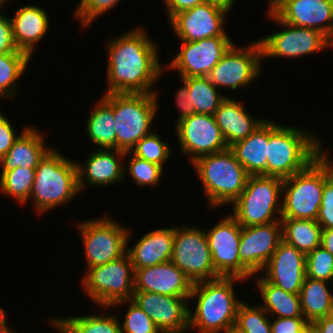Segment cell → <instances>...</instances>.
Segmentation results:
<instances>
[{
  "label": "cell",
  "instance_id": "816d5d0a",
  "mask_svg": "<svg viewBox=\"0 0 333 333\" xmlns=\"http://www.w3.org/2000/svg\"><path fill=\"white\" fill-rule=\"evenodd\" d=\"M236 0H206V2L210 3V4H214L217 5L225 10H227L228 12H230L232 10V6L235 4Z\"/></svg>",
  "mask_w": 333,
  "mask_h": 333
},
{
  "label": "cell",
  "instance_id": "1f68e13d",
  "mask_svg": "<svg viewBox=\"0 0 333 333\" xmlns=\"http://www.w3.org/2000/svg\"><path fill=\"white\" fill-rule=\"evenodd\" d=\"M283 241L304 254L321 246L322 228L316 220L281 219Z\"/></svg>",
  "mask_w": 333,
  "mask_h": 333
},
{
  "label": "cell",
  "instance_id": "ac0fdd59",
  "mask_svg": "<svg viewBox=\"0 0 333 333\" xmlns=\"http://www.w3.org/2000/svg\"><path fill=\"white\" fill-rule=\"evenodd\" d=\"M189 297L166 296L152 292H134L132 301L156 324L161 333H185L189 330Z\"/></svg>",
  "mask_w": 333,
  "mask_h": 333
},
{
  "label": "cell",
  "instance_id": "f6af8a7d",
  "mask_svg": "<svg viewBox=\"0 0 333 333\" xmlns=\"http://www.w3.org/2000/svg\"><path fill=\"white\" fill-rule=\"evenodd\" d=\"M270 323L272 333H300L309 324L304 317H276Z\"/></svg>",
  "mask_w": 333,
  "mask_h": 333
},
{
  "label": "cell",
  "instance_id": "ab89813d",
  "mask_svg": "<svg viewBox=\"0 0 333 333\" xmlns=\"http://www.w3.org/2000/svg\"><path fill=\"white\" fill-rule=\"evenodd\" d=\"M127 153L131 154L130 158H128L127 173L130 174L135 184L142 188L145 186L156 187L163 174V168L160 165L138 158L131 152Z\"/></svg>",
  "mask_w": 333,
  "mask_h": 333
},
{
  "label": "cell",
  "instance_id": "f546056e",
  "mask_svg": "<svg viewBox=\"0 0 333 333\" xmlns=\"http://www.w3.org/2000/svg\"><path fill=\"white\" fill-rule=\"evenodd\" d=\"M328 284L329 282L307 277L303 282L299 292L301 310L309 323L331 314L333 293Z\"/></svg>",
  "mask_w": 333,
  "mask_h": 333
},
{
  "label": "cell",
  "instance_id": "d6986e66",
  "mask_svg": "<svg viewBox=\"0 0 333 333\" xmlns=\"http://www.w3.org/2000/svg\"><path fill=\"white\" fill-rule=\"evenodd\" d=\"M283 241L281 222L241 227L240 262L253 274L262 272Z\"/></svg>",
  "mask_w": 333,
  "mask_h": 333
},
{
  "label": "cell",
  "instance_id": "ffe728a7",
  "mask_svg": "<svg viewBox=\"0 0 333 333\" xmlns=\"http://www.w3.org/2000/svg\"><path fill=\"white\" fill-rule=\"evenodd\" d=\"M273 13L289 25L316 29L333 42V0H280Z\"/></svg>",
  "mask_w": 333,
  "mask_h": 333
},
{
  "label": "cell",
  "instance_id": "91938a15",
  "mask_svg": "<svg viewBox=\"0 0 333 333\" xmlns=\"http://www.w3.org/2000/svg\"><path fill=\"white\" fill-rule=\"evenodd\" d=\"M8 0H0V8L4 7V4L7 3Z\"/></svg>",
  "mask_w": 333,
  "mask_h": 333
},
{
  "label": "cell",
  "instance_id": "ee69618b",
  "mask_svg": "<svg viewBox=\"0 0 333 333\" xmlns=\"http://www.w3.org/2000/svg\"><path fill=\"white\" fill-rule=\"evenodd\" d=\"M28 127L29 126L24 127L22 132H20V134L17 133V135L11 121H9L6 115L0 111V158L9 151L15 141Z\"/></svg>",
  "mask_w": 333,
  "mask_h": 333
},
{
  "label": "cell",
  "instance_id": "f1b7e54d",
  "mask_svg": "<svg viewBox=\"0 0 333 333\" xmlns=\"http://www.w3.org/2000/svg\"><path fill=\"white\" fill-rule=\"evenodd\" d=\"M256 284L263 301L260 306L270 317H303L299 294L286 292L267 282L263 276H257Z\"/></svg>",
  "mask_w": 333,
  "mask_h": 333
},
{
  "label": "cell",
  "instance_id": "7402d4cb",
  "mask_svg": "<svg viewBox=\"0 0 333 333\" xmlns=\"http://www.w3.org/2000/svg\"><path fill=\"white\" fill-rule=\"evenodd\" d=\"M192 282L171 260L135 269L134 292H152L166 296L190 297Z\"/></svg>",
  "mask_w": 333,
  "mask_h": 333
},
{
  "label": "cell",
  "instance_id": "c3c4849f",
  "mask_svg": "<svg viewBox=\"0 0 333 333\" xmlns=\"http://www.w3.org/2000/svg\"><path fill=\"white\" fill-rule=\"evenodd\" d=\"M167 9L168 21L178 12L194 8L206 0H163Z\"/></svg>",
  "mask_w": 333,
  "mask_h": 333
},
{
  "label": "cell",
  "instance_id": "6f0895ef",
  "mask_svg": "<svg viewBox=\"0 0 333 333\" xmlns=\"http://www.w3.org/2000/svg\"><path fill=\"white\" fill-rule=\"evenodd\" d=\"M0 333H13L11 331V328L8 327L7 324H4L3 326H0Z\"/></svg>",
  "mask_w": 333,
  "mask_h": 333
},
{
  "label": "cell",
  "instance_id": "d590c367",
  "mask_svg": "<svg viewBox=\"0 0 333 333\" xmlns=\"http://www.w3.org/2000/svg\"><path fill=\"white\" fill-rule=\"evenodd\" d=\"M34 178L35 169L17 167L0 177V191L25 205L29 201Z\"/></svg>",
  "mask_w": 333,
  "mask_h": 333
},
{
  "label": "cell",
  "instance_id": "b9f144b4",
  "mask_svg": "<svg viewBox=\"0 0 333 333\" xmlns=\"http://www.w3.org/2000/svg\"><path fill=\"white\" fill-rule=\"evenodd\" d=\"M121 0H80L74 11V18L78 19L82 28L91 26L105 12L116 7Z\"/></svg>",
  "mask_w": 333,
  "mask_h": 333
},
{
  "label": "cell",
  "instance_id": "9f6ffc18",
  "mask_svg": "<svg viewBox=\"0 0 333 333\" xmlns=\"http://www.w3.org/2000/svg\"><path fill=\"white\" fill-rule=\"evenodd\" d=\"M49 324H52L56 330H58L60 333H66L53 319L52 317L49 319Z\"/></svg>",
  "mask_w": 333,
  "mask_h": 333
},
{
  "label": "cell",
  "instance_id": "4316f807",
  "mask_svg": "<svg viewBox=\"0 0 333 333\" xmlns=\"http://www.w3.org/2000/svg\"><path fill=\"white\" fill-rule=\"evenodd\" d=\"M45 137L39 129L28 127L15 141L9 151L0 158L1 176L17 167L35 169L52 149L45 144Z\"/></svg>",
  "mask_w": 333,
  "mask_h": 333
},
{
  "label": "cell",
  "instance_id": "680465c9",
  "mask_svg": "<svg viewBox=\"0 0 333 333\" xmlns=\"http://www.w3.org/2000/svg\"><path fill=\"white\" fill-rule=\"evenodd\" d=\"M300 333H312L311 323H309Z\"/></svg>",
  "mask_w": 333,
  "mask_h": 333
},
{
  "label": "cell",
  "instance_id": "681fc988",
  "mask_svg": "<svg viewBox=\"0 0 333 333\" xmlns=\"http://www.w3.org/2000/svg\"><path fill=\"white\" fill-rule=\"evenodd\" d=\"M312 333H333V317L331 315L314 320L311 323Z\"/></svg>",
  "mask_w": 333,
  "mask_h": 333
},
{
  "label": "cell",
  "instance_id": "7bdbcfd3",
  "mask_svg": "<svg viewBox=\"0 0 333 333\" xmlns=\"http://www.w3.org/2000/svg\"><path fill=\"white\" fill-rule=\"evenodd\" d=\"M322 230L333 229V175L325 182L317 217Z\"/></svg>",
  "mask_w": 333,
  "mask_h": 333
},
{
  "label": "cell",
  "instance_id": "7a4b0ae2",
  "mask_svg": "<svg viewBox=\"0 0 333 333\" xmlns=\"http://www.w3.org/2000/svg\"><path fill=\"white\" fill-rule=\"evenodd\" d=\"M237 277H220L193 284L189 301L196 299L195 310L189 308V330L198 333H221L233 330L237 311L243 302L236 297Z\"/></svg>",
  "mask_w": 333,
  "mask_h": 333
},
{
  "label": "cell",
  "instance_id": "277c9868",
  "mask_svg": "<svg viewBox=\"0 0 333 333\" xmlns=\"http://www.w3.org/2000/svg\"><path fill=\"white\" fill-rule=\"evenodd\" d=\"M73 161L52 148L35 168L29 199L37 214L66 205L80 193L77 164Z\"/></svg>",
  "mask_w": 333,
  "mask_h": 333
},
{
  "label": "cell",
  "instance_id": "603a6c76",
  "mask_svg": "<svg viewBox=\"0 0 333 333\" xmlns=\"http://www.w3.org/2000/svg\"><path fill=\"white\" fill-rule=\"evenodd\" d=\"M89 155L84 165L76 163L80 192L87 185L85 183L94 187H106L119 183L126 177L123 158L129 155L127 152L117 149H97Z\"/></svg>",
  "mask_w": 333,
  "mask_h": 333
},
{
  "label": "cell",
  "instance_id": "f35d334b",
  "mask_svg": "<svg viewBox=\"0 0 333 333\" xmlns=\"http://www.w3.org/2000/svg\"><path fill=\"white\" fill-rule=\"evenodd\" d=\"M128 305L125 320L121 326L122 333H161L152 319L132 300L118 302L112 307Z\"/></svg>",
  "mask_w": 333,
  "mask_h": 333
},
{
  "label": "cell",
  "instance_id": "44dd1931",
  "mask_svg": "<svg viewBox=\"0 0 333 333\" xmlns=\"http://www.w3.org/2000/svg\"><path fill=\"white\" fill-rule=\"evenodd\" d=\"M263 271L267 282L286 292L299 294L306 278V254L282 241Z\"/></svg>",
  "mask_w": 333,
  "mask_h": 333
},
{
  "label": "cell",
  "instance_id": "d4e9b609",
  "mask_svg": "<svg viewBox=\"0 0 333 333\" xmlns=\"http://www.w3.org/2000/svg\"><path fill=\"white\" fill-rule=\"evenodd\" d=\"M10 17L14 42L18 50L33 56L36 44L48 32L50 20L44 8L36 5H25L16 10Z\"/></svg>",
  "mask_w": 333,
  "mask_h": 333
},
{
  "label": "cell",
  "instance_id": "52a82bcc",
  "mask_svg": "<svg viewBox=\"0 0 333 333\" xmlns=\"http://www.w3.org/2000/svg\"><path fill=\"white\" fill-rule=\"evenodd\" d=\"M210 208L232 204L244 190L249 174L228 148L192 162Z\"/></svg>",
  "mask_w": 333,
  "mask_h": 333
},
{
  "label": "cell",
  "instance_id": "7dc6e473",
  "mask_svg": "<svg viewBox=\"0 0 333 333\" xmlns=\"http://www.w3.org/2000/svg\"><path fill=\"white\" fill-rule=\"evenodd\" d=\"M181 82L183 86L176 91L177 93L175 95L176 96L175 103L177 104L178 108L181 110L180 113L178 114L179 116L177 122L186 117L196 114L195 108L191 107V100H190L191 97L188 92V86L183 80Z\"/></svg>",
  "mask_w": 333,
  "mask_h": 333
},
{
  "label": "cell",
  "instance_id": "5b68a950",
  "mask_svg": "<svg viewBox=\"0 0 333 333\" xmlns=\"http://www.w3.org/2000/svg\"><path fill=\"white\" fill-rule=\"evenodd\" d=\"M332 175L319 155L304 170L283 179L281 219L317 220L324 184Z\"/></svg>",
  "mask_w": 333,
  "mask_h": 333
},
{
  "label": "cell",
  "instance_id": "836d02e7",
  "mask_svg": "<svg viewBox=\"0 0 333 333\" xmlns=\"http://www.w3.org/2000/svg\"><path fill=\"white\" fill-rule=\"evenodd\" d=\"M116 315L91 314L52 318L66 333H122Z\"/></svg>",
  "mask_w": 333,
  "mask_h": 333
},
{
  "label": "cell",
  "instance_id": "3957f363",
  "mask_svg": "<svg viewBox=\"0 0 333 333\" xmlns=\"http://www.w3.org/2000/svg\"><path fill=\"white\" fill-rule=\"evenodd\" d=\"M320 143L312 132L269 121L267 176L285 179L304 170L319 156Z\"/></svg>",
  "mask_w": 333,
  "mask_h": 333
},
{
  "label": "cell",
  "instance_id": "8fae6325",
  "mask_svg": "<svg viewBox=\"0 0 333 333\" xmlns=\"http://www.w3.org/2000/svg\"><path fill=\"white\" fill-rule=\"evenodd\" d=\"M171 261L192 284L220 278L214 269L205 229L175 226Z\"/></svg>",
  "mask_w": 333,
  "mask_h": 333
},
{
  "label": "cell",
  "instance_id": "484cf974",
  "mask_svg": "<svg viewBox=\"0 0 333 333\" xmlns=\"http://www.w3.org/2000/svg\"><path fill=\"white\" fill-rule=\"evenodd\" d=\"M245 108L236 99L227 96L214 113L216 124L228 147L244 140L265 121L252 117Z\"/></svg>",
  "mask_w": 333,
  "mask_h": 333
},
{
  "label": "cell",
  "instance_id": "9a60e30c",
  "mask_svg": "<svg viewBox=\"0 0 333 333\" xmlns=\"http://www.w3.org/2000/svg\"><path fill=\"white\" fill-rule=\"evenodd\" d=\"M176 136L181 153L192 163L197 158L227 150L214 115L194 114L176 122Z\"/></svg>",
  "mask_w": 333,
  "mask_h": 333
},
{
  "label": "cell",
  "instance_id": "4dcf8cb0",
  "mask_svg": "<svg viewBox=\"0 0 333 333\" xmlns=\"http://www.w3.org/2000/svg\"><path fill=\"white\" fill-rule=\"evenodd\" d=\"M85 124L87 136L98 149H116L113 107L101 96Z\"/></svg>",
  "mask_w": 333,
  "mask_h": 333
},
{
  "label": "cell",
  "instance_id": "11a10c76",
  "mask_svg": "<svg viewBox=\"0 0 333 333\" xmlns=\"http://www.w3.org/2000/svg\"><path fill=\"white\" fill-rule=\"evenodd\" d=\"M6 312L3 308L0 307V326H3L4 324H7L6 321Z\"/></svg>",
  "mask_w": 333,
  "mask_h": 333
},
{
  "label": "cell",
  "instance_id": "94428289",
  "mask_svg": "<svg viewBox=\"0 0 333 333\" xmlns=\"http://www.w3.org/2000/svg\"><path fill=\"white\" fill-rule=\"evenodd\" d=\"M224 333H237L234 330L228 331V332H224Z\"/></svg>",
  "mask_w": 333,
  "mask_h": 333
},
{
  "label": "cell",
  "instance_id": "f5cc1de1",
  "mask_svg": "<svg viewBox=\"0 0 333 333\" xmlns=\"http://www.w3.org/2000/svg\"><path fill=\"white\" fill-rule=\"evenodd\" d=\"M323 143L321 141L320 143V148H319V155L327 162V164L330 166L332 174H333V162L331 163V159L329 158L330 156L327 153V150L325 151L323 149L324 146H322ZM324 151V152H323Z\"/></svg>",
  "mask_w": 333,
  "mask_h": 333
},
{
  "label": "cell",
  "instance_id": "7c38bea8",
  "mask_svg": "<svg viewBox=\"0 0 333 333\" xmlns=\"http://www.w3.org/2000/svg\"><path fill=\"white\" fill-rule=\"evenodd\" d=\"M267 15L269 20L282 26V31L259 39L263 59L269 57L298 58L333 47V42L316 29L289 25L281 21L273 12Z\"/></svg>",
  "mask_w": 333,
  "mask_h": 333
},
{
  "label": "cell",
  "instance_id": "6125c7cd",
  "mask_svg": "<svg viewBox=\"0 0 333 333\" xmlns=\"http://www.w3.org/2000/svg\"><path fill=\"white\" fill-rule=\"evenodd\" d=\"M330 315L333 317V305H332V309H331V314Z\"/></svg>",
  "mask_w": 333,
  "mask_h": 333
},
{
  "label": "cell",
  "instance_id": "60d3db41",
  "mask_svg": "<svg viewBox=\"0 0 333 333\" xmlns=\"http://www.w3.org/2000/svg\"><path fill=\"white\" fill-rule=\"evenodd\" d=\"M306 277L333 281V255L321 246L306 254Z\"/></svg>",
  "mask_w": 333,
  "mask_h": 333
},
{
  "label": "cell",
  "instance_id": "6da1fadb",
  "mask_svg": "<svg viewBox=\"0 0 333 333\" xmlns=\"http://www.w3.org/2000/svg\"><path fill=\"white\" fill-rule=\"evenodd\" d=\"M147 31L136 27L107 43V86L109 93H157L153 85L163 75L159 46ZM156 82V83H155Z\"/></svg>",
  "mask_w": 333,
  "mask_h": 333
},
{
  "label": "cell",
  "instance_id": "d6a6232c",
  "mask_svg": "<svg viewBox=\"0 0 333 333\" xmlns=\"http://www.w3.org/2000/svg\"><path fill=\"white\" fill-rule=\"evenodd\" d=\"M190 94L191 107L195 108L196 114L214 115L221 102L227 97L217 90L207 76L181 77Z\"/></svg>",
  "mask_w": 333,
  "mask_h": 333
},
{
  "label": "cell",
  "instance_id": "4fadbf2b",
  "mask_svg": "<svg viewBox=\"0 0 333 333\" xmlns=\"http://www.w3.org/2000/svg\"><path fill=\"white\" fill-rule=\"evenodd\" d=\"M239 47L233 44L207 76L219 88L237 90L251 85L261 75L263 61L259 40Z\"/></svg>",
  "mask_w": 333,
  "mask_h": 333
},
{
  "label": "cell",
  "instance_id": "83f0119b",
  "mask_svg": "<svg viewBox=\"0 0 333 333\" xmlns=\"http://www.w3.org/2000/svg\"><path fill=\"white\" fill-rule=\"evenodd\" d=\"M268 143L269 121L266 119L253 133L232 144L229 149L249 175L267 176Z\"/></svg>",
  "mask_w": 333,
  "mask_h": 333
},
{
  "label": "cell",
  "instance_id": "5bb4252c",
  "mask_svg": "<svg viewBox=\"0 0 333 333\" xmlns=\"http://www.w3.org/2000/svg\"><path fill=\"white\" fill-rule=\"evenodd\" d=\"M215 271L220 277L247 280L253 274L240 262L241 226L230 214L205 230Z\"/></svg>",
  "mask_w": 333,
  "mask_h": 333
},
{
  "label": "cell",
  "instance_id": "9c48e42d",
  "mask_svg": "<svg viewBox=\"0 0 333 333\" xmlns=\"http://www.w3.org/2000/svg\"><path fill=\"white\" fill-rule=\"evenodd\" d=\"M134 275L135 270L126 252L119 259L88 268L80 281L85 295L99 307L108 310L118 302L132 300Z\"/></svg>",
  "mask_w": 333,
  "mask_h": 333
},
{
  "label": "cell",
  "instance_id": "e575fe53",
  "mask_svg": "<svg viewBox=\"0 0 333 333\" xmlns=\"http://www.w3.org/2000/svg\"><path fill=\"white\" fill-rule=\"evenodd\" d=\"M30 60L25 52L0 54V99L14 97L16 82L26 72Z\"/></svg>",
  "mask_w": 333,
  "mask_h": 333
},
{
  "label": "cell",
  "instance_id": "ba28073f",
  "mask_svg": "<svg viewBox=\"0 0 333 333\" xmlns=\"http://www.w3.org/2000/svg\"><path fill=\"white\" fill-rule=\"evenodd\" d=\"M282 185L279 177L249 175L231 215L241 227L281 222Z\"/></svg>",
  "mask_w": 333,
  "mask_h": 333
},
{
  "label": "cell",
  "instance_id": "cb8c5ba5",
  "mask_svg": "<svg viewBox=\"0 0 333 333\" xmlns=\"http://www.w3.org/2000/svg\"><path fill=\"white\" fill-rule=\"evenodd\" d=\"M130 229L127 234V253L134 270L161 264L171 260L175 227L160 228L144 233L135 245L128 248Z\"/></svg>",
  "mask_w": 333,
  "mask_h": 333
},
{
  "label": "cell",
  "instance_id": "f907efd6",
  "mask_svg": "<svg viewBox=\"0 0 333 333\" xmlns=\"http://www.w3.org/2000/svg\"><path fill=\"white\" fill-rule=\"evenodd\" d=\"M321 247L333 255V229H325L321 232Z\"/></svg>",
  "mask_w": 333,
  "mask_h": 333
},
{
  "label": "cell",
  "instance_id": "db71d44e",
  "mask_svg": "<svg viewBox=\"0 0 333 333\" xmlns=\"http://www.w3.org/2000/svg\"><path fill=\"white\" fill-rule=\"evenodd\" d=\"M280 0H269V8L267 13H272L278 6Z\"/></svg>",
  "mask_w": 333,
  "mask_h": 333
},
{
  "label": "cell",
  "instance_id": "e0dca14e",
  "mask_svg": "<svg viewBox=\"0 0 333 333\" xmlns=\"http://www.w3.org/2000/svg\"><path fill=\"white\" fill-rule=\"evenodd\" d=\"M229 12L204 2L194 8L176 13L169 23L180 41H198L212 37H229L224 23Z\"/></svg>",
  "mask_w": 333,
  "mask_h": 333
},
{
  "label": "cell",
  "instance_id": "2e32d148",
  "mask_svg": "<svg viewBox=\"0 0 333 333\" xmlns=\"http://www.w3.org/2000/svg\"><path fill=\"white\" fill-rule=\"evenodd\" d=\"M233 44L231 37L181 41V50L172 58L167 68L177 69L180 77L208 76Z\"/></svg>",
  "mask_w": 333,
  "mask_h": 333
},
{
  "label": "cell",
  "instance_id": "8d00e7d4",
  "mask_svg": "<svg viewBox=\"0 0 333 333\" xmlns=\"http://www.w3.org/2000/svg\"><path fill=\"white\" fill-rule=\"evenodd\" d=\"M271 317L260 306L242 302L238 308L233 330L237 333H272Z\"/></svg>",
  "mask_w": 333,
  "mask_h": 333
},
{
  "label": "cell",
  "instance_id": "8992f818",
  "mask_svg": "<svg viewBox=\"0 0 333 333\" xmlns=\"http://www.w3.org/2000/svg\"><path fill=\"white\" fill-rule=\"evenodd\" d=\"M157 93H109L103 98L113 107L116 149L130 152L143 137L152 132L158 111Z\"/></svg>",
  "mask_w": 333,
  "mask_h": 333
},
{
  "label": "cell",
  "instance_id": "30bf717a",
  "mask_svg": "<svg viewBox=\"0 0 333 333\" xmlns=\"http://www.w3.org/2000/svg\"><path fill=\"white\" fill-rule=\"evenodd\" d=\"M89 219L77 222L86 260V270L119 259L127 252L126 227L109 218Z\"/></svg>",
  "mask_w": 333,
  "mask_h": 333
},
{
  "label": "cell",
  "instance_id": "74e56055",
  "mask_svg": "<svg viewBox=\"0 0 333 333\" xmlns=\"http://www.w3.org/2000/svg\"><path fill=\"white\" fill-rule=\"evenodd\" d=\"M164 142L159 134L152 131L136 143L130 151L134 156L155 163L164 168V164L169 160L171 148Z\"/></svg>",
  "mask_w": 333,
  "mask_h": 333
},
{
  "label": "cell",
  "instance_id": "bcb514c9",
  "mask_svg": "<svg viewBox=\"0 0 333 333\" xmlns=\"http://www.w3.org/2000/svg\"><path fill=\"white\" fill-rule=\"evenodd\" d=\"M22 52L18 50L12 31V24L9 17L0 13V54Z\"/></svg>",
  "mask_w": 333,
  "mask_h": 333
}]
</instances>
